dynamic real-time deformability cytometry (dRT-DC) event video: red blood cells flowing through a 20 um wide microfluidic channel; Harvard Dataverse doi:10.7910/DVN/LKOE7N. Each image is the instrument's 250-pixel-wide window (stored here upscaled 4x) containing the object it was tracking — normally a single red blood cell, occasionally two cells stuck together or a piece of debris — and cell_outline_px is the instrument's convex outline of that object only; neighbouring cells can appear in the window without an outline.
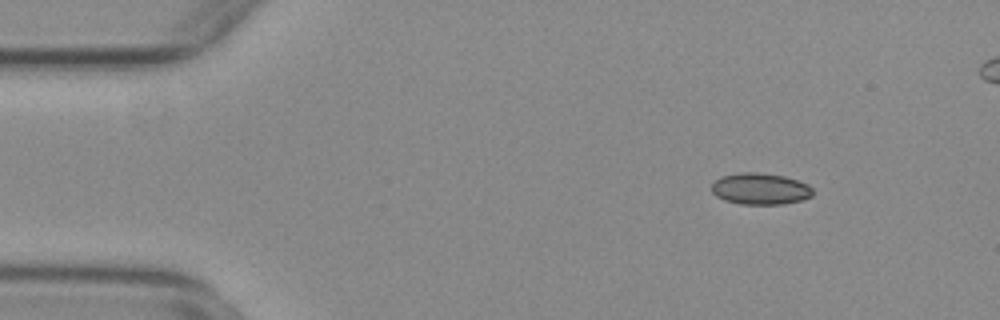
{"species": "common noctule bat (a hibernating species)", "species_latin": "Nyctalus noctula", "temperature_condition": "warm", "stored_images_in_passage": 53, "camera_frame_rate_fps": 3000, "um_per_image_px": 0.085, "animal": {"sex": "female", "body_mass_g": 29.2, "forearm_length_mm": 56.3}, "frame": {"image": 1, "passage_image": 7, "time_ms": 2.0, "image_size_px": [1000, 320], "cell_outline_px": [[812, 196], [804, 200], [784, 204], [740, 204], [724, 200], [716, 196], [712, 192], [712, 184], [716, 180], [724, 176], [740, 172], [756, 172], [784, 176], [808, 184], [812, 188]], "centroid_in_image_um": [64.64, 16.06], "position_along_channel_um": 20.4, "area_um2": 18.55}}
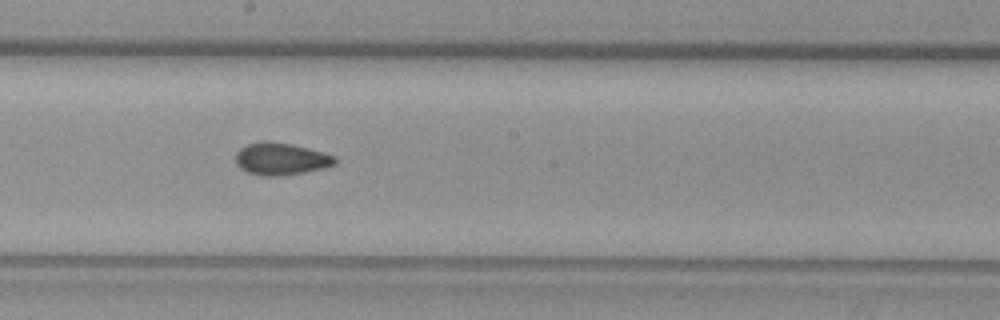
{"frame": {"image": 2, "passage_image": 30, "time_ms": 9.667, "image_size_px": [1000, 320], "cell_outline_px": [[336, 164], [324, 168], [284, 176], [260, 176], [248, 172], [240, 168], [236, 164], [236, 152], [240, 148], [248, 144], [264, 140], [268, 140], [292, 144], [324, 152], [336, 156]], "centroid_in_image_um": [23.88, 13.5], "position_along_channel_um": 224.3, "area_um2": 18.9}}
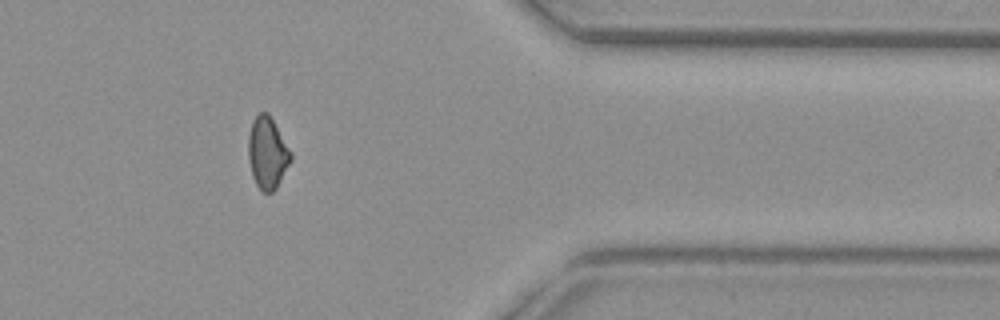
{"frame": {"image": 3, "passage_image": 45, "time_ms": 14.667, "image_size_px": [1000, 320], "cell_outline_px": [[292, 160], [276, 188], [272, 192], [264, 192], [256, 184], [252, 176], [248, 160], [248, 136], [252, 120], [260, 112], [268, 112], [292, 152]], "centroid_in_image_um": [22.73, 12.98], "position_along_channel_um": 388.7, "area_um2": 17.86}, "authors_computed_cell_mechanics": {"area_um2": 18.207, "velocity_mm_per_s": 3.7405, "shape_relaxation_time_tau1_ms": null, "shape_relaxation_time_tau2_ms": 2.1358, "deformation_change_tau1": null, "deformation_change_tau2": 0.0667}}